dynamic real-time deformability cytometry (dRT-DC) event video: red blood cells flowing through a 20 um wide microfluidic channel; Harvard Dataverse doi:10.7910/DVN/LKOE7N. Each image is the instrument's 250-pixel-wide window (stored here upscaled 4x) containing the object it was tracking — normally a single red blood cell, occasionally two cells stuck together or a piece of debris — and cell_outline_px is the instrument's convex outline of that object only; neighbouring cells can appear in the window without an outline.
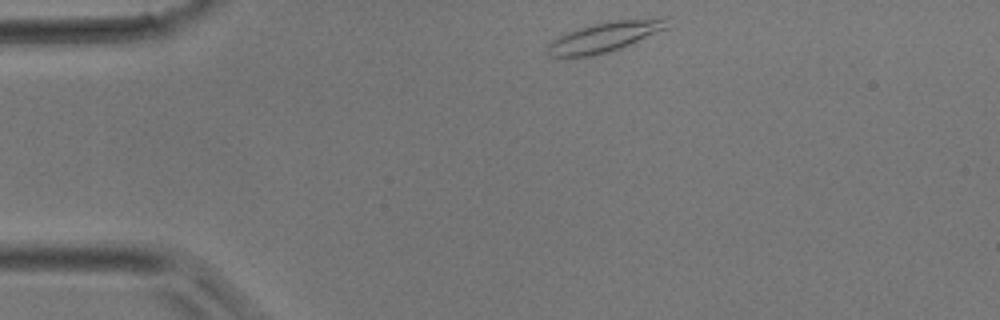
{"species": "common noctule bat (a hibernating species)", "species_latin": "Nyctalus noctula", "temperature_condition": "room temperature", "stored_images_in_passage": 33, "camera_frame_rate_fps": 3000, "um_per_image_px": 0.085, "animal": {"sex": "male", "body_mass_g": 17.9}, "frame": {"image": 1, "passage_image": 1, "time_ms": 0.0, "image_size_px": [1000, 320], "cell_outline_px": [[668, 28], [620, 48], [608, 52], [592, 56], [548, 56], [544, 48], [556, 36], [564, 32], [608, 20], [660, 16], [668, 16]], "centroid_in_image_um": [51.42, 3.09], "position_along_channel_um": 33.6, "area_um2": 21.5}}
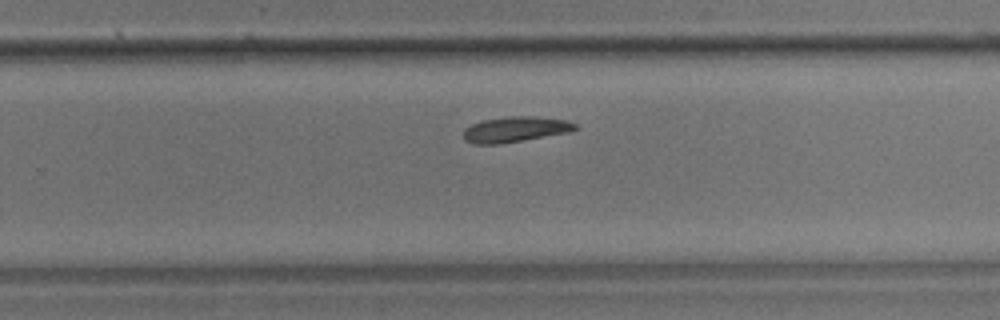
{"frame": {"image": 2, "passage_image": 19, "time_ms": 6.0, "image_size_px": [1000, 320], "cell_outline_px": [[580, 128], [572, 132], [500, 144], [472, 144], [464, 140], [464, 128], [480, 120], [512, 116], [536, 116], [568, 120], [576, 124]], "centroid_in_image_um": [43.83, 10.99], "position_along_channel_um": 286.0, "area_um2": 16.94}}
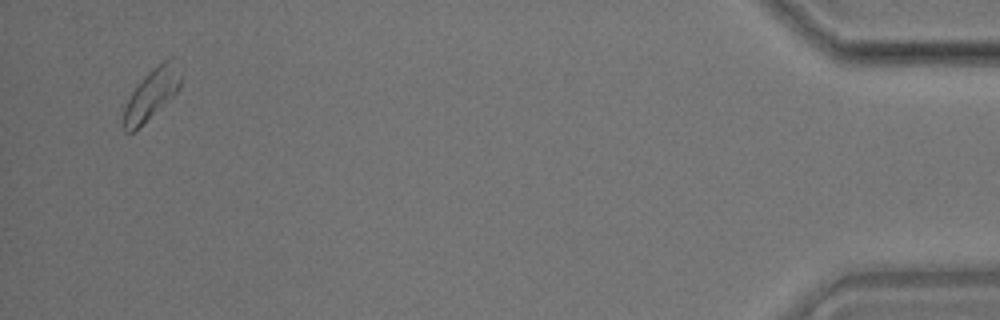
{"frame": {"image": 3, "passage_image": 32, "time_ms": 10.333, "image_size_px": [1000, 320], "cell_outline_px": [[180, 84], [176, 92], [172, 96], [132, 132], [124, 132], [120, 120], [124, 108], [132, 92], [144, 76], [152, 68], [168, 56], [172, 56], [180, 76]], "centroid_in_image_um": [12.82, 7.99], "position_along_channel_um": 422.4, "area_um2": 16.36}}